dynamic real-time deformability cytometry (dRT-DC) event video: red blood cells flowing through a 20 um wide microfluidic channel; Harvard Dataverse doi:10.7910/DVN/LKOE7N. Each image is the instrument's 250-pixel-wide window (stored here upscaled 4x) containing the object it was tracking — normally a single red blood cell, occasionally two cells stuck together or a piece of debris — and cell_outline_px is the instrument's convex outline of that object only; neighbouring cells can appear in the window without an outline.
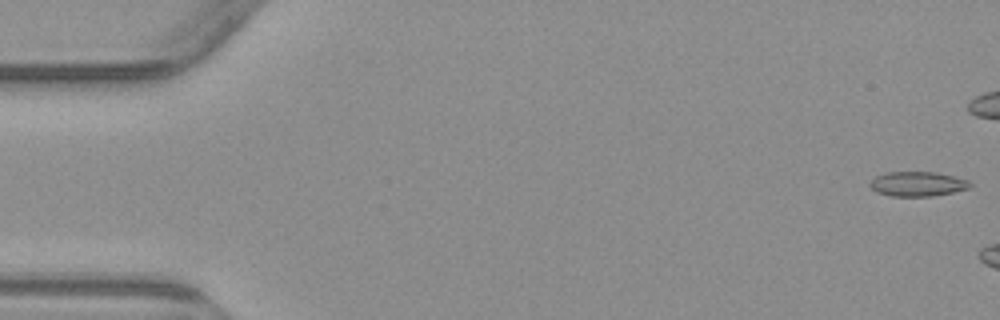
{"species": "common noctule bat (a hibernating species)", "species_latin": "Nyctalus noctula", "temperature_condition": "warm", "stored_images_in_passage": 3, "camera_frame_rate_fps": 3000, "um_per_image_px": 0.085, "animal": {"sex": "male", "body_mass_g": 23.1, "forearm_length_mm": 52.7}, "frame": {"image": 1, "passage_image": 1, "time_ms": 0.0, "image_size_px": [1000, 320], "cell_outline_px": [[972, 184], [968, 188], [952, 192], [932, 196], [892, 196], [876, 192], [868, 184], [876, 176], [884, 172], [936, 172], [968, 180]], "centroid_in_image_um": [77.96, 15.63], "position_along_channel_um": 7.0, "area_um2": 14.28}}